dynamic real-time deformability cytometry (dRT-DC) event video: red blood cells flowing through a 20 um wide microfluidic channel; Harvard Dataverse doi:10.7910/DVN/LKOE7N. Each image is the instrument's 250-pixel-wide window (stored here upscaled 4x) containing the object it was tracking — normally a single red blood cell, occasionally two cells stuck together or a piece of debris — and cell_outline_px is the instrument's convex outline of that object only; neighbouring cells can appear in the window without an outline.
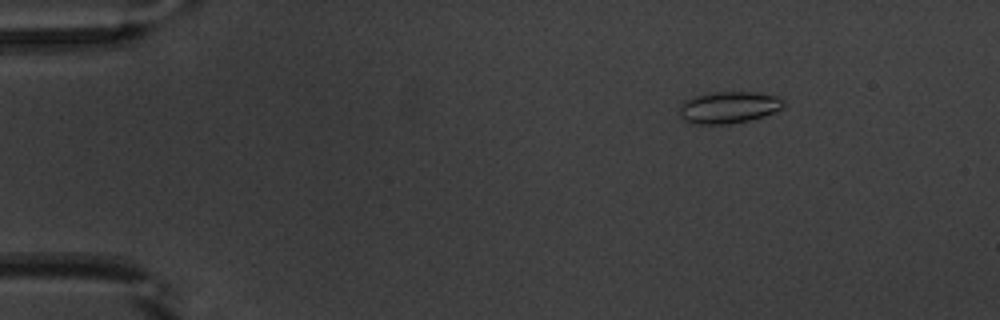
{"species": "common noctule bat (a hibernating species)", "species_latin": "Nyctalus noctula", "temperature_condition": "warm", "stored_images_in_passage": 53, "camera_frame_rate_fps": 3000, "um_per_image_px": 0.085, "animal": {"sex": "male", "body_mass_g": 20.1, "forearm_length_mm": 53.5}, "frame": {"image": 1, "passage_image": 8, "time_ms": 2.333, "image_size_px": [1000, 320], "cell_outline_px": [[784, 108], [764, 116], [748, 120], [728, 124], [692, 124], [684, 120], [680, 116], [680, 104], [696, 96], [708, 92], [752, 92], [776, 96], [784, 100]], "centroid_in_image_um": [61.94, 9.13], "position_along_channel_um": 23.1, "area_um2": 19.25}}
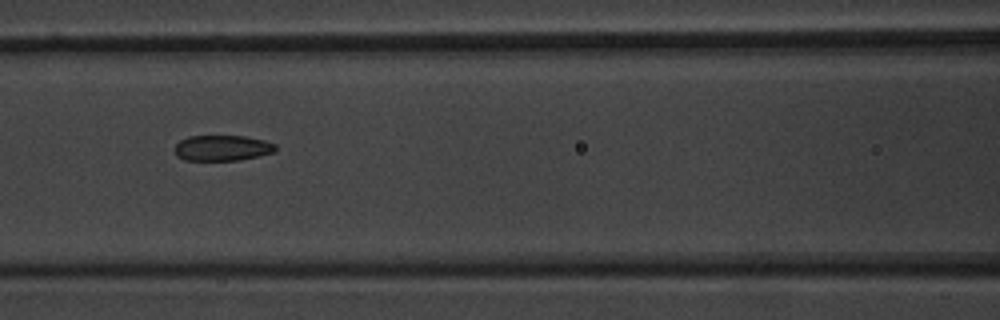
{"frame": {"image": 2, "passage_image": 24, "time_ms": 7.667, "image_size_px": [1000, 320], "cell_outline_px": [[276, 152], [260, 156], [240, 160], [184, 160], [176, 156], [176, 144], [180, 140], [188, 136], [244, 136], [264, 140], [276, 144]], "centroid_in_image_um": [18.92, 12.58], "position_along_channel_um": 147.7, "area_um2": 15.14}}
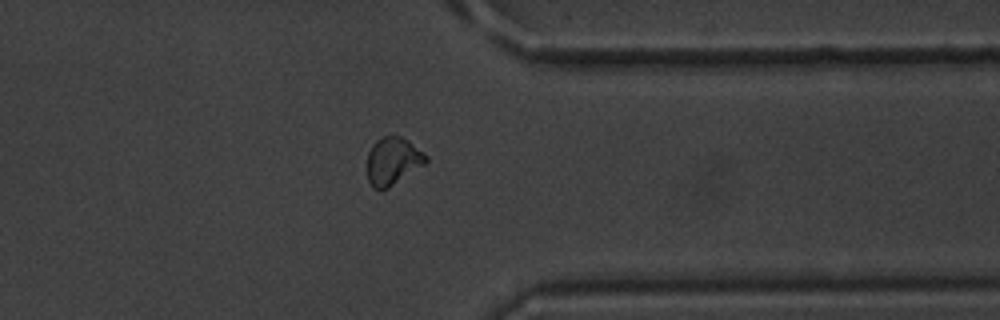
{"frame": {"image": 3, "passage_image": 42, "time_ms": 13.667, "image_size_px": [1000, 320], "cell_outline_px": [[428, 160], [424, 164], [388, 188], [380, 192], [372, 188], [368, 180], [368, 152], [372, 144], [376, 140], [384, 136], [400, 136], [408, 140], [428, 156]], "centroid_in_image_um": [33.37, 13.7], "position_along_channel_um": 378.0, "area_um2": 16.3}, "authors_computed_cell_mechanics": {"area_um2": 16.184, "velocity_mm_per_s": 3.9131, "shape_relaxation_time_tau1_ms": 3.8189, "shape_relaxation_time_tau2_ms": 1.5191, "deformation_change_tau1": 0.1078, "deformation_change_tau2": 0.0615}}